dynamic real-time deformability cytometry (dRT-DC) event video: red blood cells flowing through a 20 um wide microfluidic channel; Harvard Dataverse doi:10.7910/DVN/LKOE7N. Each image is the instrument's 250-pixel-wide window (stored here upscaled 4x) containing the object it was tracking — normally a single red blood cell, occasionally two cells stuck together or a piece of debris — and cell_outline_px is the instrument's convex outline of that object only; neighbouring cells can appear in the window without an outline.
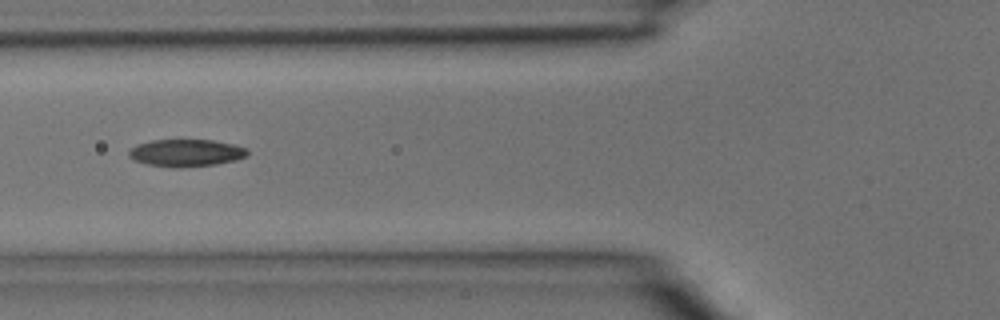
{"species": "common noctule bat (a hibernating species)", "species_latin": "Nyctalus noctula", "temperature_condition": "room temperature", "stored_images_in_passage": 3, "camera_frame_rate_fps": 3000, "um_per_image_px": 0.085, "animal": {"sex": "male", "body_mass_g": 15.6}, "frame": {"image": 1, "passage_image": 3, "time_ms": 0.667, "image_size_px": [1000, 320], "cell_outline_px": [[248, 156], [236, 160], [216, 164], [180, 168], [172, 168], [148, 164], [132, 160], [128, 156], [128, 152], [136, 144], [152, 140], [212, 140], [232, 144], [244, 148], [248, 152]], "centroid_in_image_um": [15.78, 13.0], "position_along_channel_um": 110.0, "area_um2": 18.9}}